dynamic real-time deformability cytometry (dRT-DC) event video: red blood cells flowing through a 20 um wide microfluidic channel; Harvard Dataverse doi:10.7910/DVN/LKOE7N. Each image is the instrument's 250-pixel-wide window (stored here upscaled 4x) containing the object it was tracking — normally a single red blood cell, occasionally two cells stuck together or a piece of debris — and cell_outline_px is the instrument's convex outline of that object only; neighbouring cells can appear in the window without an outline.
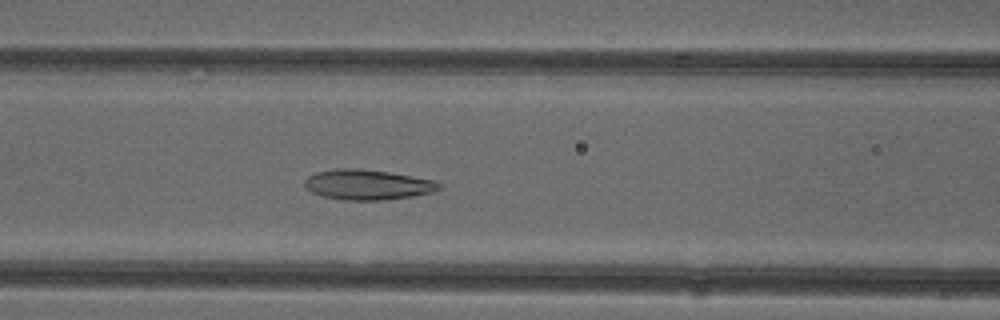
{"species": "common noctule bat (a hibernating species)", "species_latin": "Nyctalus noctula", "temperature_condition": "cold", "stored_images_in_passage": 47, "camera_frame_rate_fps": 3000, "um_per_image_px": 0.085, "animal": {"sex": "female"}, "frame": {"image": 1, "passage_image": 17, "time_ms": 5.333, "image_size_px": [1000, 320], "cell_outline_px": [[444, 188], [432, 192], [412, 196], [384, 200], [344, 200], [324, 196], [312, 192], [304, 184], [304, 180], [308, 176], [316, 172], [336, 168], [360, 168], [388, 172], [436, 180]], "centroid_in_image_um": [31.27, 15.69], "position_along_channel_um": 135.3, "area_um2": 23.7}}
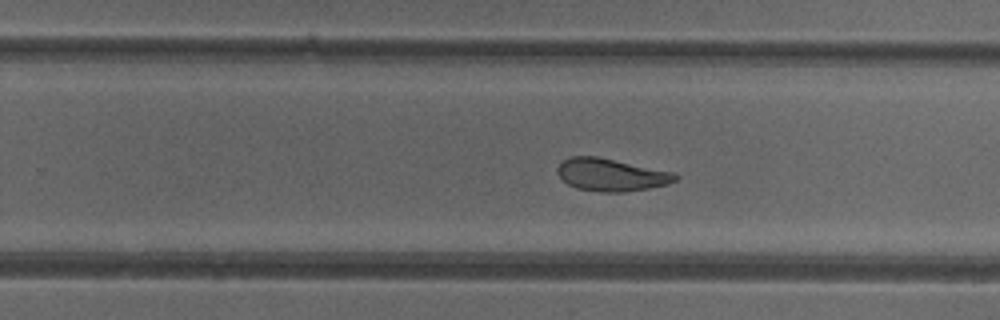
{"frame": {"image": 2, "passage_image": 28, "time_ms": 9.0, "image_size_px": [1000, 320], "cell_outline_px": [[680, 176], [676, 180], [668, 184], [648, 188], [624, 192], [600, 192], [576, 188], [568, 184], [556, 172], [556, 168], [568, 156], [596, 156], [676, 172]], "centroid_in_image_um": [51.97, 14.85], "position_along_channel_um": 277.8, "area_um2": 22.48}}
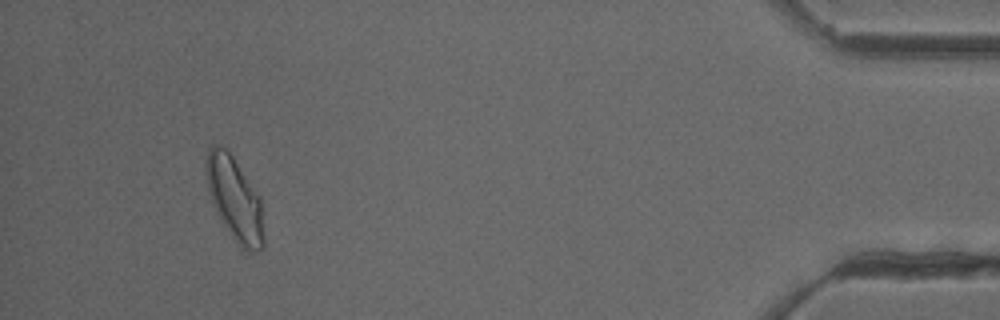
{"frame": {"image": 3, "passage_image": 44, "time_ms": 14.333, "image_size_px": [1000, 320], "cell_outline_px": [[264, 248], [256, 252], [244, 256], [240, 252], [220, 220], [212, 204], [208, 192], [204, 168], [204, 160], [208, 148], [212, 144], [220, 144], [228, 148], [260, 196], [264, 236]], "centroid_in_image_um": [19.93, 16.96], "position_along_channel_um": 415.3, "area_um2": 29.65}, "authors_computed_cell_mechanics": {"area_um2": 24.4494, "velocity_mm_per_s": 3.9041, "shape_relaxation_time_tau1_ms": 5.4791, "shape_relaxation_time_tau2_ms": 2.1638, "deformation_change_tau1": 0.1348, "deformation_change_tau2": 0.0878}}